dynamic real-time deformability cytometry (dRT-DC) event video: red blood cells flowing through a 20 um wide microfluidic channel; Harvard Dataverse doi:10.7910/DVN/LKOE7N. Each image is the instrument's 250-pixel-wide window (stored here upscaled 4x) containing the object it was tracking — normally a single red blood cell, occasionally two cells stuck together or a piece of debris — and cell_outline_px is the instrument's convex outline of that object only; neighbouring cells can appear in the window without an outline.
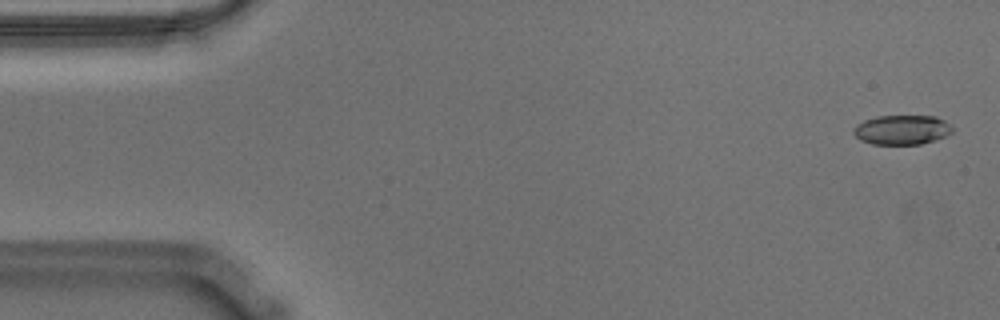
{"species": "Egyptian fruit bat (a non-hibernating species)", "species_latin": "Rousettus aegyptiacus", "temperature_condition": "warm", "stored_images_in_passage": 56, "camera_frame_rate_fps": 3000, "um_per_image_px": 0.085, "animal": {"sex": "male"}, "frame": {"image": 1, "passage_image": 2, "time_ms": 0.333, "image_size_px": [1000, 320], "cell_outline_px": [[952, 132], [944, 136], [920, 144], [872, 144], [860, 140], [852, 132], [852, 128], [856, 124], [864, 120], [876, 116], [936, 116], [944, 120], [952, 128]], "centroid_in_image_um": [76.6, 11.02], "position_along_channel_um": 8.4, "area_um2": 16.94}}
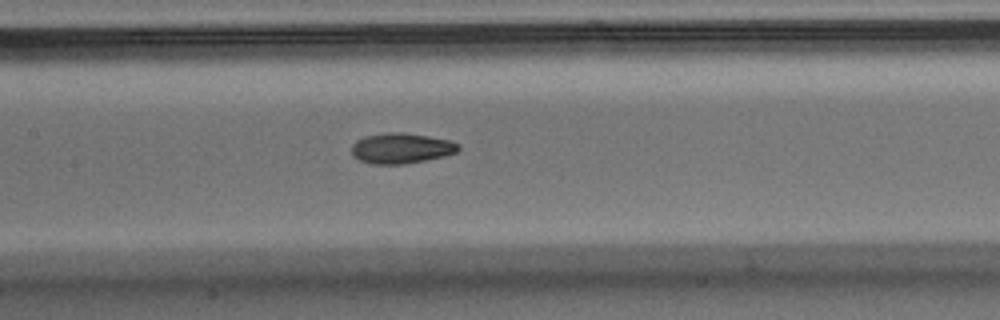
{"frame": {"image": 2, "passage_image": 26, "time_ms": 8.333, "image_size_px": [1000, 320], "cell_outline_px": [[460, 148], [456, 152], [444, 156], [428, 160], [404, 164], [372, 164], [360, 160], [352, 156], [352, 144], [356, 140], [364, 136], [388, 132], [404, 132], [428, 136], [448, 140], [460, 144]], "centroid_in_image_um": [34.09, 12.6], "position_along_channel_um": 173.3, "area_um2": 19.07}}
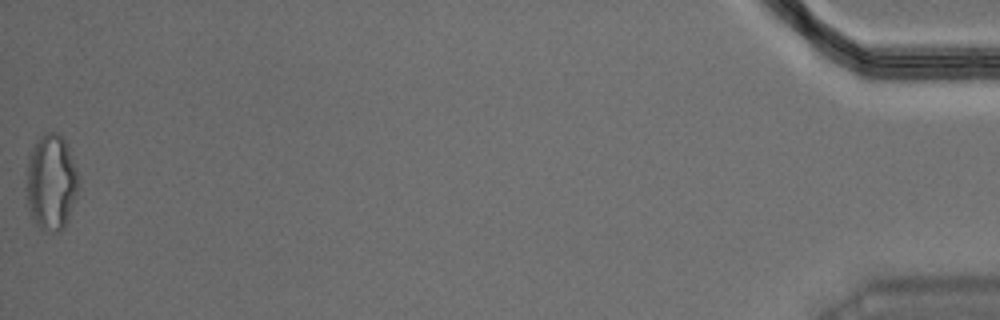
{"frame": {"image": 3, "passage_image": 56, "time_ms": 18.333, "image_size_px": [1000, 320], "cell_outline_px": [[80, 184], [68, 220], [64, 228], [60, 232], [52, 232], [40, 228], [32, 224], [28, 208], [28, 156], [32, 144], [44, 132], [56, 132], [64, 136], [76, 168], [80, 180]], "centroid_in_image_um": [4.37, 15.49], "position_along_channel_um": 430.8, "area_um2": 29.59}, "authors_computed_cell_mechanics": {"area_um2": 18.6983, "velocity_mm_per_s": 3.5945, "shape_relaxation_time_tau1_ms": 4.9327, "shape_relaxation_time_tau2_ms": 2.6727, "deformation_change_tau1": 0.1774, "deformation_change_tau2": 0.0897}}